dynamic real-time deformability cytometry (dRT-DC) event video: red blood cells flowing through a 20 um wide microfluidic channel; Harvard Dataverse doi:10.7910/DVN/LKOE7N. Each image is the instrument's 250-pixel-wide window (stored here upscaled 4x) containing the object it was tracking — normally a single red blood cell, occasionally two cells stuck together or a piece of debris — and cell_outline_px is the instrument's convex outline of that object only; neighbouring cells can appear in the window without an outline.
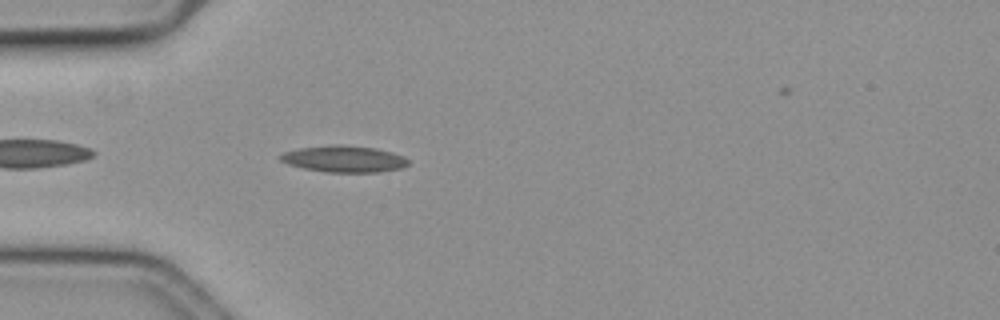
{"species": "common noctule bat (a hibernating species)", "species_latin": "Nyctalus noctula", "temperature_condition": "cold", "stored_images_in_passage": 40, "camera_frame_rate_fps": 3000, "um_per_image_px": 0.085, "animal": {"sex": "female", "body_mass_g": 19.3, "forearm_length_mm": 54.1}, "frame": {"image": 1, "passage_image": 3, "time_ms": 0.667, "image_size_px": [1000, 320], "cell_outline_px": [[408, 164], [400, 168], [380, 172], [324, 172], [304, 168], [288, 164], [280, 160], [276, 156], [284, 152], [300, 148], [332, 144], [340, 144], [376, 148], [392, 152], [404, 156], [408, 160]], "centroid_in_image_um": [29.22, 13.5], "position_along_channel_um": 55.8, "area_um2": 19.88}}
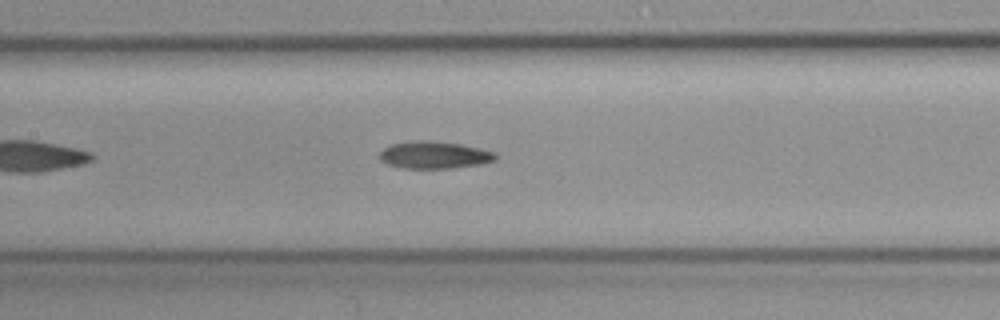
{"frame": {"image": 2, "passage_image": 13, "time_ms": 4.0, "image_size_px": [1000, 320], "cell_outline_px": [[496, 160], [480, 164], [452, 168], [404, 168], [388, 164], [380, 160], [380, 152], [384, 148], [392, 144], [428, 140], [460, 144], [496, 152]], "centroid_in_image_um": [36.94, 13.18], "position_along_channel_um": 170.5, "area_um2": 18.09}}
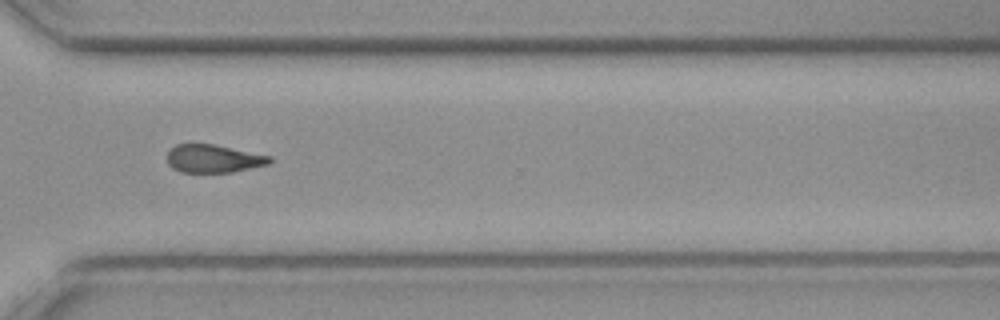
{"frame": {"image": 3, "passage_image": 28, "time_ms": 9.0, "image_size_px": [1000, 320], "cell_outline_px": [[272, 160], [268, 164], [232, 172], [180, 172], [172, 168], [168, 164], [168, 152], [176, 144], [212, 144], [272, 156]], "centroid_in_image_um": [18.14, 13.49], "position_along_channel_um": 352.5, "area_um2": 16.59}}